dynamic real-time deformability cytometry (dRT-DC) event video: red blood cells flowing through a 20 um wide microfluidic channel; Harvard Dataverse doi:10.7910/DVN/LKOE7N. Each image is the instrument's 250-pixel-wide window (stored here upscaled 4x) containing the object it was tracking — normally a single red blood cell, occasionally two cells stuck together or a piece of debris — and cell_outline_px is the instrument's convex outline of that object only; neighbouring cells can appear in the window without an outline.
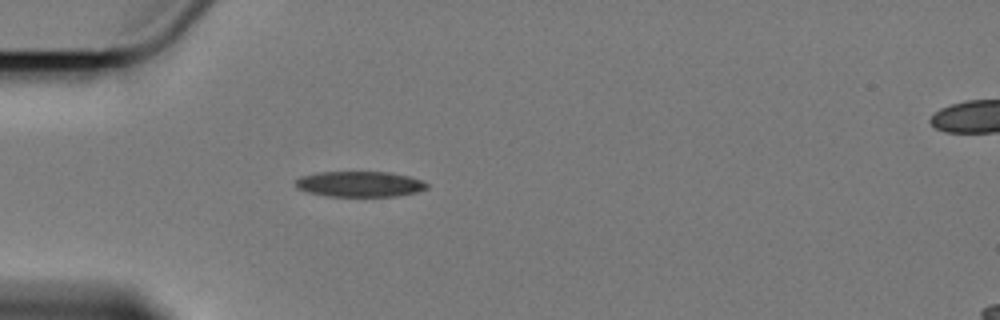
{"species": "Egyptian fruit bat (a non-hibernating species)", "species_latin": "Rousettus aegyptiacus", "temperature_condition": "cold", "stored_images_in_passage": 5, "segment_of_instrument_passage": [1, 2], "camera_frame_rate_fps": 3000, "um_per_image_px": 0.085, "animal": {"sex": "female"}, "frame": {"image": 1, "passage_image": 4, "time_ms": 3.333, "image_size_px": [1000, 320], "cell_outline_px": [[428, 188], [416, 192], [396, 196], [328, 196], [308, 192], [300, 188], [296, 184], [296, 180], [300, 176], [320, 172], [392, 172], [408, 176], [420, 180], [428, 184]], "centroid_in_image_um": [30.6, 15.64], "position_along_channel_um": 54.4, "area_um2": 19.36}}